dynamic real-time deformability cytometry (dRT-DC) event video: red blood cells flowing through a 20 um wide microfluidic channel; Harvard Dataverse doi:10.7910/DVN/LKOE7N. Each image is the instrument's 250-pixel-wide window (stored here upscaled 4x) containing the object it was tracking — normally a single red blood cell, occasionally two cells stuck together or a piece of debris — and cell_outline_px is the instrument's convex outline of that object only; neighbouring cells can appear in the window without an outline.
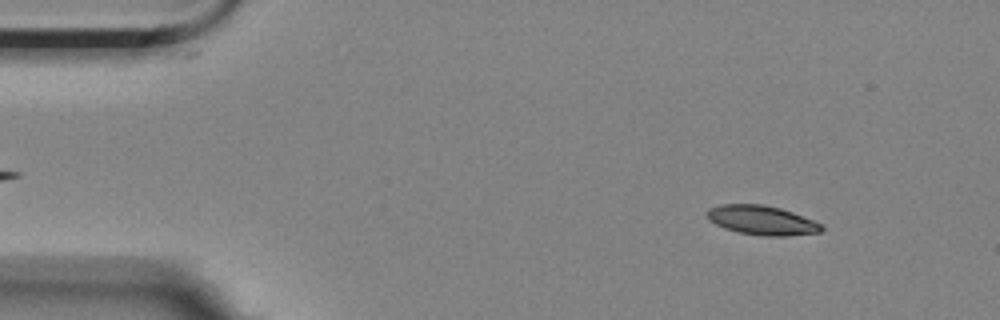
{"species": "Egyptian fruit bat (a non-hibernating species)", "species_latin": "Rousettus aegyptiacus", "temperature_condition": "room temperature", "stored_images_in_passage": 4, "camera_frame_rate_fps": 3000, "um_per_image_px": 0.085, "animal": {"sex": "female"}, "frame": {"image": 1, "passage_image": 1, "time_ms": 0.0, "image_size_px": [1000, 320], "cell_outline_px": [[824, 228], [820, 232], [784, 236], [764, 236], [740, 232], [724, 228], [708, 220], [704, 212], [708, 208], [720, 204], [764, 204], [780, 208], [792, 212], [824, 224]], "centroid_in_image_um": [64.73, 18.71], "position_along_channel_um": 20.3, "area_um2": 19.71}}
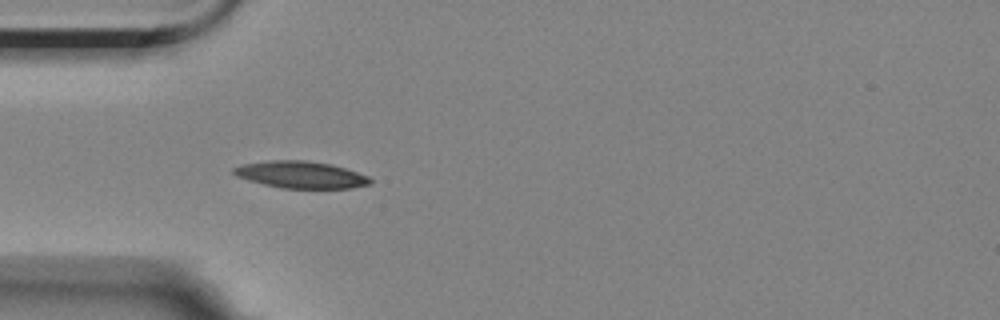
{"frame": {"image": 2, "passage_image": 4, "time_ms": 3.333, "image_size_px": [1000, 320], "cell_outline_px": [[372, 184], [352, 188], [280, 188], [248, 180], [236, 176], [232, 172], [232, 168], [240, 164], [268, 160], [304, 160], [332, 164], [368, 176], [372, 180]], "centroid_in_image_um": [25.54, 14.84], "position_along_channel_um": 59.5, "area_um2": 21.56}}